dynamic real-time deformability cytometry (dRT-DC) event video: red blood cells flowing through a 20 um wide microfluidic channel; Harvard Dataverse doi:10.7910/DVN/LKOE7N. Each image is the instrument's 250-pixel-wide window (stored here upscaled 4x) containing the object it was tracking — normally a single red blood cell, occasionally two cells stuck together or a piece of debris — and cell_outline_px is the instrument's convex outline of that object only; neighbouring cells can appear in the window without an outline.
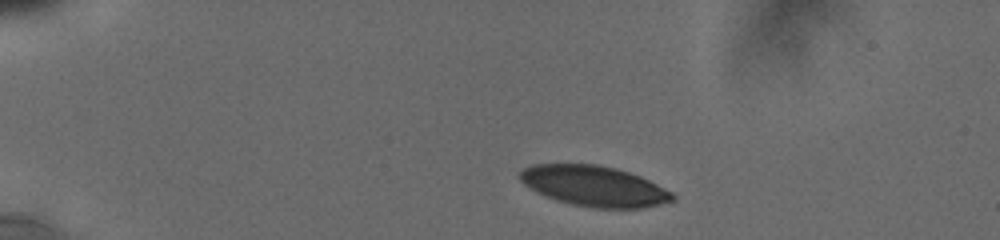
{"species": "human", "species_latin": "Homo sapiens", "temperature_condition": "cold", "stored_images_in_passage": 5, "camera_frame_rate_fps": 3000, "um_per_image_px": 0.085, "donor": {"sex": "male"}, "frame": {"image": 1, "passage_image": 1, "time_ms": 0.0, "image_size_px": [1000, 240], "cell_outline_px": [[676, 200], [644, 208], [592, 208], [572, 204], [556, 200], [524, 184], [520, 180], [520, 172], [524, 168], [536, 164], [596, 164], [616, 168], [640, 176], [672, 192], [676, 196]], "centroid_in_image_um": [50.55, 15.82], "position_along_channel_um": 34.4, "area_um2": 35.72}}
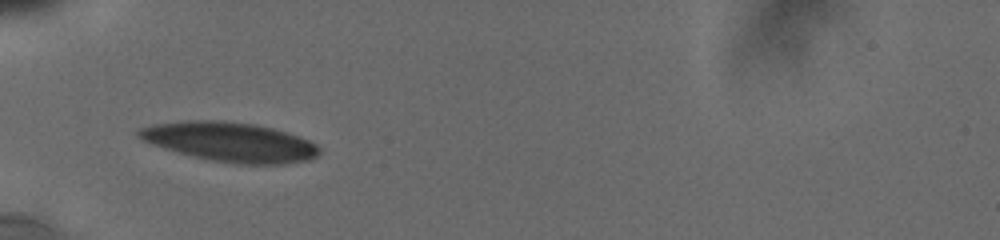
{"frame": {"image": 2, "passage_image": 4, "time_ms": 2.667, "image_size_px": [1000, 240], "cell_outline_px": [[320, 152], [316, 156], [308, 160], [284, 164], [236, 164], [208, 160], [164, 148], [152, 144], [136, 136], [136, 132], [140, 128], [152, 124], [184, 120], [224, 120], [256, 124], [288, 132], [308, 140], [316, 144], [320, 148]], "centroid_in_image_um": [19.55, 12.05], "position_along_channel_um": 65.5, "area_um2": 41.67}}